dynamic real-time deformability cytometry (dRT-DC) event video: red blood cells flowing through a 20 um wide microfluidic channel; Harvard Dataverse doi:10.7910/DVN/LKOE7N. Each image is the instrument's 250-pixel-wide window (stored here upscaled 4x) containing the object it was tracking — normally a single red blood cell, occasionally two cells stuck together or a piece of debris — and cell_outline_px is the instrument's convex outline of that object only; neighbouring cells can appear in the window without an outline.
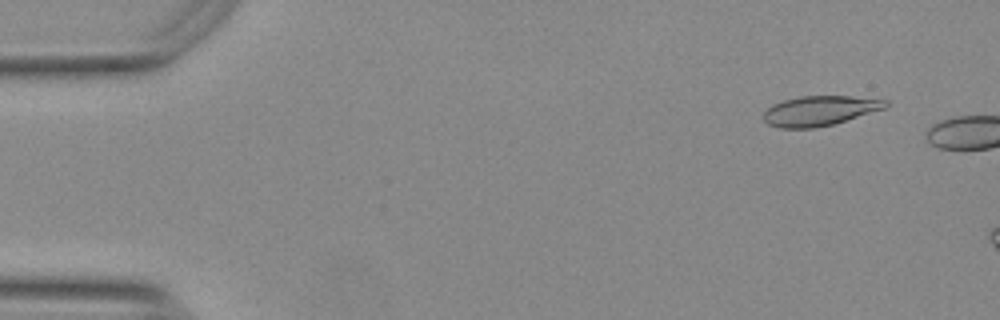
{"species": "Egyptian fruit bat (a non-hibernating species)", "species_latin": "Rousettus aegyptiacus", "temperature_condition": "warm", "stored_images_in_passage": 7, "camera_frame_rate_fps": 3000, "um_per_image_px": 0.085, "animal": {"sex": "female"}, "frame": {"image": 1, "passage_image": 4, "time_ms": 1.0, "image_size_px": [1000, 320], "cell_outline_px": [[888, 104], [884, 108], [832, 124], [812, 128], [780, 128], [768, 124], [764, 120], [764, 112], [772, 104], [784, 100], [800, 96], [848, 96], [888, 100]], "centroid_in_image_um": [69.63, 9.41], "position_along_channel_um": 15.4, "area_um2": 20.87}}